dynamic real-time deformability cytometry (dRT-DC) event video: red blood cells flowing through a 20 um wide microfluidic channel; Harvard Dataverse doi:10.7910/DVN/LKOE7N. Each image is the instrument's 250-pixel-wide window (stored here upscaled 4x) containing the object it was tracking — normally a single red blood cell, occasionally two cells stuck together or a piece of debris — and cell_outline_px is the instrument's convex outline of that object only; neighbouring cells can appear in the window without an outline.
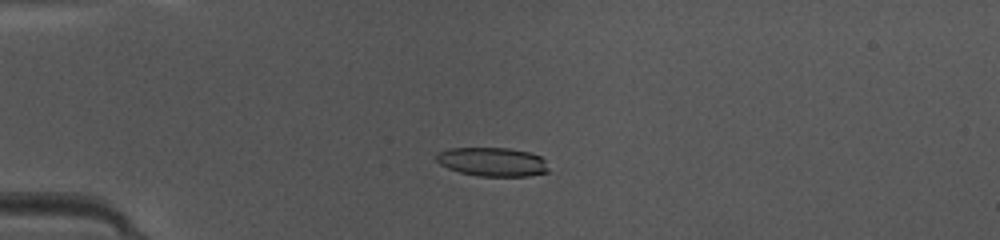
{"species": "common noctule bat (a hibernating species)", "species_latin": "Nyctalus noctula", "temperature_condition": "warm", "stored_images_in_passage": 48, "camera_frame_rate_fps": 3000, "um_per_image_px": 0.085, "animal": {"sex": "female", "body_mass_g": 10.0, "forearm_length_mm": 53.1}, "frame": {"image": 1, "passage_image": 13, "time_ms": 4.0, "image_size_px": [1000, 240], "cell_outline_px": [[548, 172], [528, 176], [476, 176], [460, 172], [448, 168], [440, 164], [436, 160], [436, 152], [448, 148], [508, 148], [532, 152], [540, 156], [544, 160], [548, 168]], "centroid_in_image_um": [41.84, 13.75], "position_along_channel_um": 43.2, "area_um2": 19.02}}
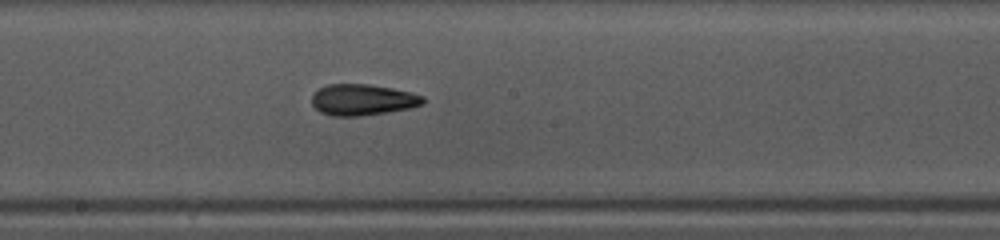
{"frame": {"image": 2, "passage_image": 27, "time_ms": 8.667, "image_size_px": [1000, 240], "cell_outline_px": [[424, 104], [408, 108], [388, 112], [360, 116], [332, 116], [320, 112], [312, 104], [312, 96], [320, 88], [328, 84], [368, 84], [392, 88], [412, 92], [424, 96]], "centroid_in_image_um": [30.84, 8.48], "position_along_channel_um": 217.4, "area_um2": 20.17}}
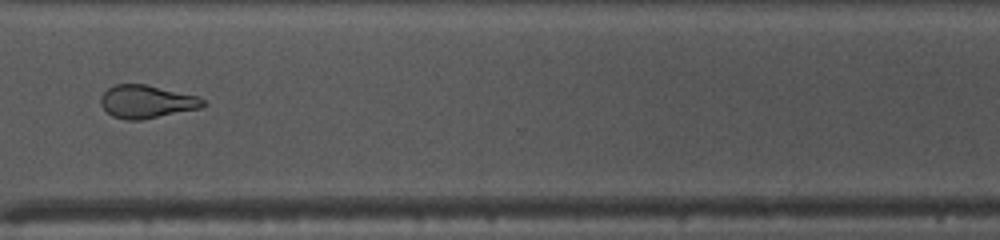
{"frame": {"image": 3, "passage_image": 37, "time_ms": 12.0, "image_size_px": [1000, 240], "cell_outline_px": [[208, 104], [200, 108], [140, 120], [124, 120], [112, 116], [100, 104], [100, 96], [108, 88], [116, 84], [144, 84], [196, 96], [204, 100]], "centroid_in_image_um": [12.43, 8.65], "position_along_channel_um": 358.2, "area_um2": 19.48}, "authors_computed_cell_mechanics": {"area_um2": 20.1144, "velocity_mm_per_s": 4.2391, "shape_relaxation_time_tau1_ms": 8.6088, "shape_relaxation_time_tau2_ms": 2.889, "deformation_change_tau1": 0.1872, "deformation_change_tau2": 0.1118}}